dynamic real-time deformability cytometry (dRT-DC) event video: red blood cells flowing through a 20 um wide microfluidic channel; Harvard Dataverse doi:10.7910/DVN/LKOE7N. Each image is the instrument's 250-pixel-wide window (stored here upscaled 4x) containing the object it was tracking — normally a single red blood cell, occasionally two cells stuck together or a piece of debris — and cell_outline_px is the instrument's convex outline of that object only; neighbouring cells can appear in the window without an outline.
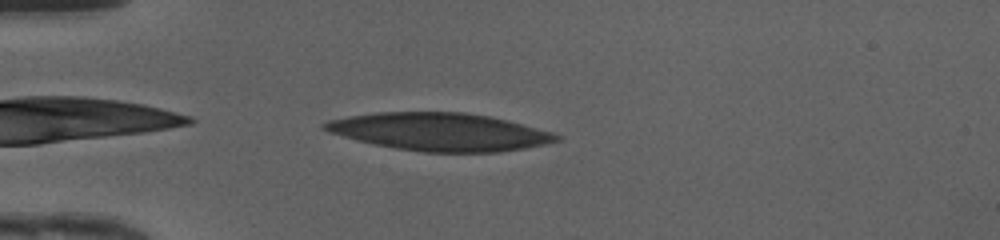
{"species": "human", "species_latin": "Homo sapiens", "temperature_condition": "cold", "stored_images_in_passage": 36, "camera_frame_rate_fps": 3000, "um_per_image_px": 0.085, "donor": {"sex": "female"}, "frame": {"image": 1, "passage_image": 1, "time_ms": 0.0, "image_size_px": [1000, 240], "cell_outline_px": [[564, 140], [524, 148], [500, 152], [424, 152], [396, 148], [356, 140], [328, 132], [320, 128], [320, 124], [328, 120], [348, 116], [376, 112], [464, 112], [488, 116], [508, 120], [552, 132], [564, 136]], "centroid_in_image_um": [37.38, 11.2], "position_along_channel_um": 47.6, "area_um2": 51.21}}
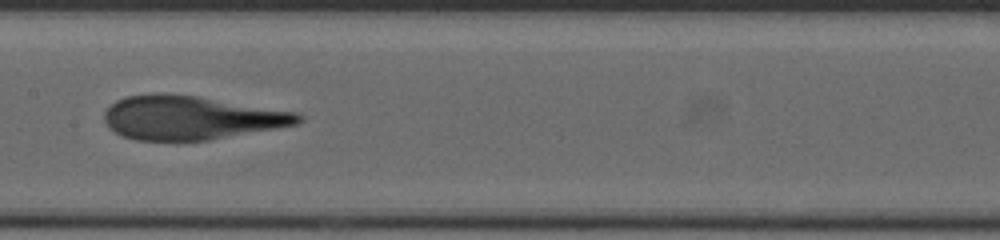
{"frame": {"image": 2, "passage_image": 13, "time_ms": 4.0, "image_size_px": [1000, 240], "cell_outline_px": [[304, 120], [296, 124], [276, 128], [208, 140], [136, 140], [120, 136], [108, 128], [104, 120], [104, 112], [116, 100], [124, 96], [196, 96], [300, 112], [304, 116]], "centroid_in_image_um": [16.27, 10.04], "position_along_channel_um": 191.1, "area_um2": 48.67}}
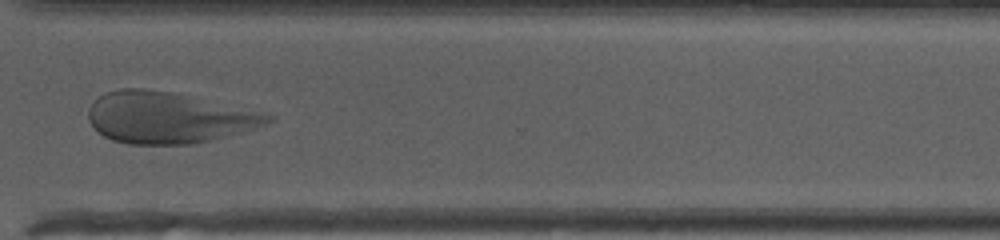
{"frame": {"image": 3, "passage_image": 25, "time_ms": 8.0, "image_size_px": [1000, 240], "cell_outline_px": [[276, 120], [268, 124], [256, 128], [192, 144], [128, 144], [112, 140], [104, 136], [88, 120], [88, 108], [104, 92], [120, 88], [144, 88], [172, 92], [264, 112], [276, 116]], "centroid_in_image_um": [14.32, 9.99], "position_along_channel_um": 356.3, "area_um2": 53.52}}